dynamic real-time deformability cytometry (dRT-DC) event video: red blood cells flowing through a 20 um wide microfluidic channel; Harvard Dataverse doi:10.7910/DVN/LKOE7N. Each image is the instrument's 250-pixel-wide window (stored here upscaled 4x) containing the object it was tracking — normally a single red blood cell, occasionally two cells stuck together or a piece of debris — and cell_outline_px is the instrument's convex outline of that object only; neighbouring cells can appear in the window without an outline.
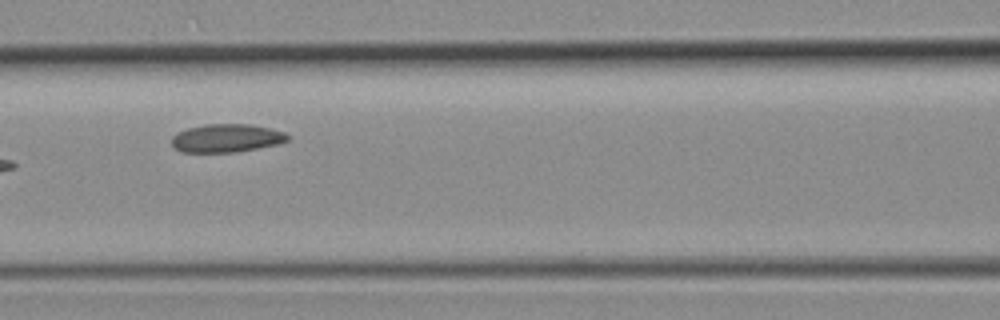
{"species": "common noctule bat (a hibernating species)", "species_latin": "Nyctalus noctula", "temperature_condition": "room temperature", "stored_images_in_passage": 4, "camera_frame_rate_fps": 3000, "um_per_image_px": 0.085, "animal": {"sex": "female", "body_mass_g": 19.3, "forearm_length_mm": 54.1}, "frame": {"image": 1, "passage_image": 4, "time_ms": 1.0, "image_size_px": [1000, 320], "cell_outline_px": [[292, 136], [288, 140], [276, 144], [236, 152], [184, 152], [176, 148], [172, 144], [172, 136], [176, 132], [188, 128], [204, 124], [252, 124], [284, 132]], "centroid_in_image_um": [19.25, 11.73], "position_along_channel_um": 147.3, "area_um2": 19.02}}